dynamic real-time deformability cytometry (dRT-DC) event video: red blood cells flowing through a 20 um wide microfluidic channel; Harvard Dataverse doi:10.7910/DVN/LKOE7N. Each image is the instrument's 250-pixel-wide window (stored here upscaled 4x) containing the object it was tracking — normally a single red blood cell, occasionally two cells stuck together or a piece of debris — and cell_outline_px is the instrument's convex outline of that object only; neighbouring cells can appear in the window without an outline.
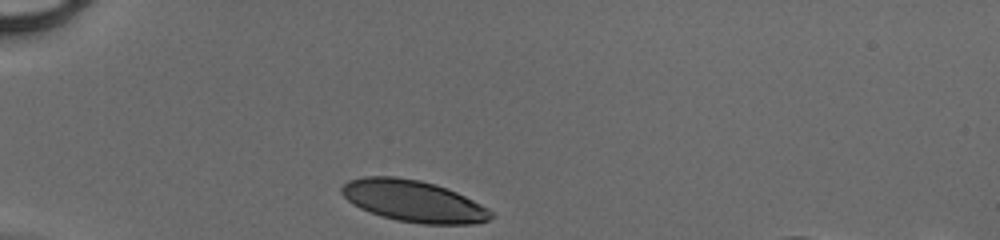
{"species": "human", "species_latin": "Homo sapiens", "temperature_condition": "cold", "stored_images_in_passage": 28, "camera_frame_rate_fps": 3000, "um_per_image_px": 0.085, "donor": {"sex": "male"}, "frame": {"image": 1, "passage_image": 1, "time_ms": 0.0, "image_size_px": [1000, 240], "cell_outline_px": [[492, 216], [488, 220], [472, 224], [424, 224], [396, 220], [360, 208], [352, 204], [340, 192], [340, 188], [348, 180], [364, 176], [392, 176], [420, 180], [436, 184], [448, 188], [488, 208], [492, 212]], "centroid_in_image_um": [35.13, 17.08], "position_along_channel_um": 49.9, "area_um2": 36.01}}
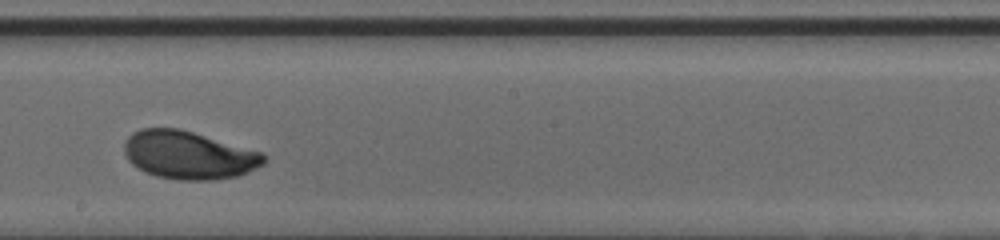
{"frame": {"image": 2, "passage_image": 16, "time_ms": 5.0, "image_size_px": [1000, 240], "cell_outline_px": [[264, 164], [248, 172], [236, 176], [212, 180], [180, 180], [156, 176], [144, 172], [132, 164], [128, 160], [124, 152], [124, 144], [128, 136], [132, 132], [140, 128], [180, 128], [264, 152]], "centroid_in_image_um": [16.02, 13.17], "position_along_channel_um": 232.2, "area_um2": 39.3}}
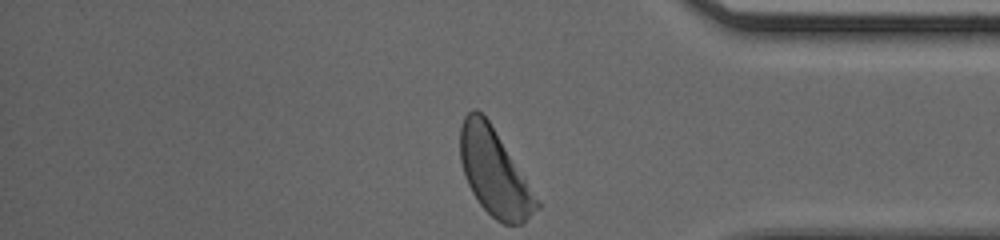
{"frame": {"image": 3, "passage_image": 28, "time_ms": 9.0, "image_size_px": [1000, 240], "cell_outline_px": [[540, 208], [524, 224], [504, 224], [496, 220], [480, 204], [472, 192], [468, 184], [460, 160], [460, 128], [464, 116], [472, 108], [476, 108], [488, 120], [540, 200]], "centroid_in_image_um": [42.04, 14.68], "position_along_channel_um": 393.2, "area_um2": 38.38}}